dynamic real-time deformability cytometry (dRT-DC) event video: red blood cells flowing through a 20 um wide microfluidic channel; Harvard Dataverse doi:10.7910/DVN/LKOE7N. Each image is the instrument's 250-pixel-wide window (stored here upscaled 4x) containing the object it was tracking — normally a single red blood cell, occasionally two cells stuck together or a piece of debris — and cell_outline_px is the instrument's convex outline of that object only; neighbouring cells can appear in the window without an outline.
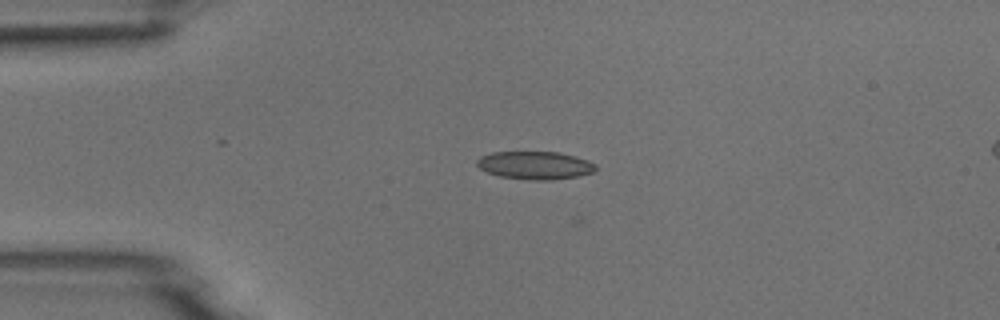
{"species": "common noctule bat (a hibernating species)", "species_latin": "Nyctalus noctula", "temperature_condition": "room temperature", "stored_images_in_passage": 5, "camera_frame_rate_fps": 3000, "um_per_image_px": 0.085, "animal": {"sex": "male", "body_mass_g": 18.8}, "frame": {"image": 1, "passage_image": 4, "time_ms": 3.333, "image_size_px": [1000, 320], "cell_outline_px": [[596, 168], [592, 172], [576, 176], [552, 180], [532, 180], [500, 176], [488, 172], [480, 168], [476, 164], [476, 160], [480, 156], [492, 152], [560, 152], [576, 156], [588, 160], [596, 164]], "centroid_in_image_um": [45.47, 14.04], "position_along_channel_um": 39.5, "area_um2": 19.31}}